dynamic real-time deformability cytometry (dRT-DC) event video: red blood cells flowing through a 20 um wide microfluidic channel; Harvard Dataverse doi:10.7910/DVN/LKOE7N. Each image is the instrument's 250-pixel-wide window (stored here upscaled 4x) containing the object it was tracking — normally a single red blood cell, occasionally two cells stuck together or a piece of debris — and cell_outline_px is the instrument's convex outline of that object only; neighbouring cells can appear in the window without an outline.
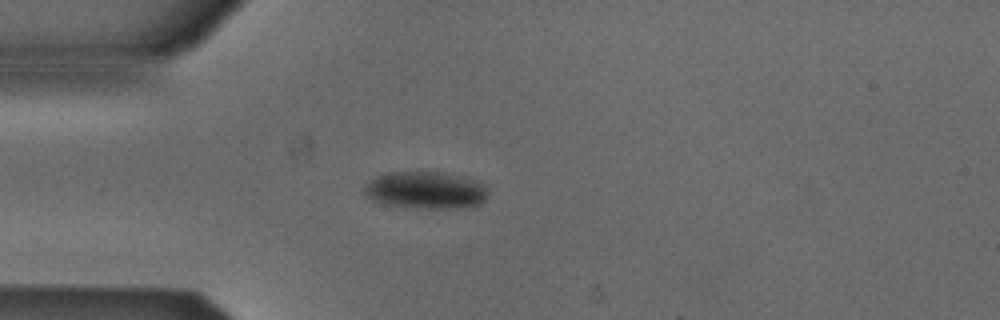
{"species": "Egyptian fruit bat (a non-hibernating species)", "species_latin": "Rousettus aegyptiacus", "temperature_condition": "cold", "stored_images_in_passage": 1, "camera_frame_rate_fps": 3000, "um_per_image_px": 0.085, "animal": {"sex": "male"}, "frame": {"image": 1, "passage_image": 1, "time_ms": 0.0, "image_size_px": [1000, 320], "cell_outline_px": [[488, 196], [480, 204], [468, 208], [404, 208], [384, 204], [372, 200], [364, 192], [364, 188], [380, 172], [444, 172], [480, 184], [488, 192]], "centroid_in_image_um": [36.12, 16.19], "position_along_channel_um": 48.9, "area_um2": 26.7}}